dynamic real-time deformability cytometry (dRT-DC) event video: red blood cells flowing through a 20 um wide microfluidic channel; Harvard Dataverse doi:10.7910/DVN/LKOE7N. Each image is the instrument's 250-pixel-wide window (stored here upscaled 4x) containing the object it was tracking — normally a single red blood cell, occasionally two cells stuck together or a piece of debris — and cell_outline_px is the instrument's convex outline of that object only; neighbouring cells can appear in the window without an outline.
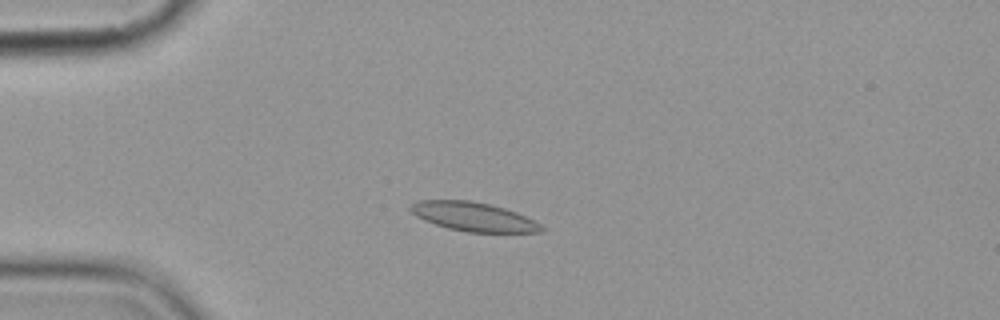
{"species": "common noctule bat (a hibernating species)", "species_latin": "Nyctalus noctula", "temperature_condition": "cold", "stored_images_in_passage": 7, "camera_frame_rate_fps": 3000, "um_per_image_px": 0.085, "animal": {"sex": "female", "body_mass_g": 19.9}, "frame": {"image": 1, "passage_image": 4, "time_ms": 3.667, "image_size_px": [1000, 320], "cell_outline_px": [[548, 228], [544, 232], [468, 232], [448, 228], [424, 220], [416, 216], [408, 208], [412, 204], [420, 200], [472, 200], [492, 204], [516, 212]], "centroid_in_image_um": [40.27, 18.42], "position_along_channel_um": 44.7, "area_um2": 22.08}}
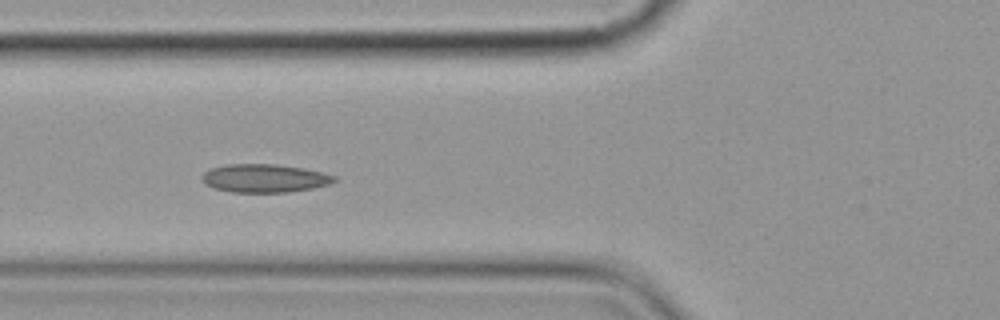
{"frame": {"image": 2, "passage_image": 6, "time_ms": 6.0, "image_size_px": [1000, 320], "cell_outline_px": [[336, 180], [328, 184], [312, 188], [288, 192], [232, 192], [212, 188], [204, 184], [200, 180], [200, 176], [204, 172], [212, 168], [228, 164], [276, 164], [304, 168], [324, 172], [336, 176]], "centroid_in_image_um": [22.45, 15.15], "position_along_channel_um": 103.4, "area_um2": 21.96}}
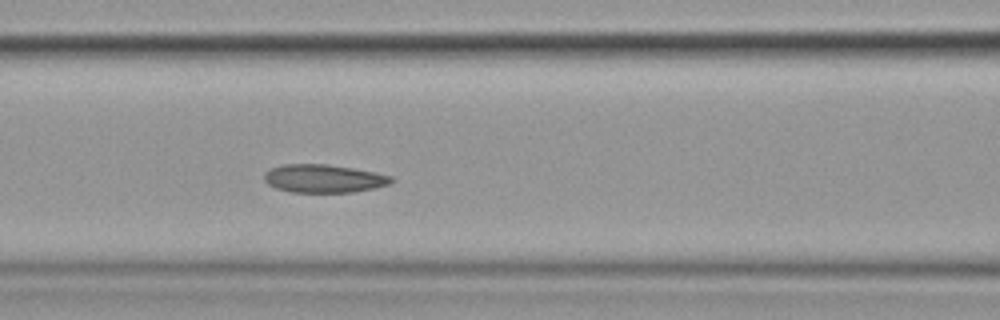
{"frame": {"image": 3, "passage_image": 7, "time_ms": 7.0, "image_size_px": [1000, 320], "cell_outline_px": [[396, 180], [388, 184], [376, 188], [352, 192], [292, 192], [276, 188], [268, 184], [264, 180], [264, 172], [272, 168], [284, 164], [328, 164], [352, 168], [392, 176]], "centroid_in_image_um": [27.51, 15.18], "position_along_channel_um": 139.1, "area_um2": 20.81}}